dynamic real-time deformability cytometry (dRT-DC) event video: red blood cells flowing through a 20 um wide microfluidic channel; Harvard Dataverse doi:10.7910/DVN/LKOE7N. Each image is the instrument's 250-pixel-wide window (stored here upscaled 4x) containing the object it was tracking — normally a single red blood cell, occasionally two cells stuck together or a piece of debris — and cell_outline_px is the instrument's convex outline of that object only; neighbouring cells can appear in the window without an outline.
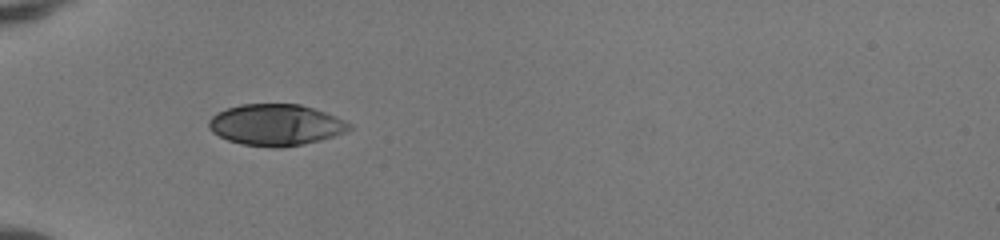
{"species": "human", "species_latin": "Homo sapiens", "temperature_condition": "room temperature", "stored_images_in_passage": 34, "camera_frame_rate_fps": 3000, "um_per_image_px": 0.085, "donor": {"sex": "female"}, "frame": {"image": 1, "passage_image": 1, "time_ms": 0.0, "image_size_px": [1000, 240], "cell_outline_px": [[352, 128], [344, 132], [320, 140], [280, 148], [272, 148], [244, 144], [228, 140], [212, 132], [208, 128], [208, 120], [216, 112], [240, 104], [300, 104], [336, 116], [352, 124]], "centroid_in_image_um": [23.42, 10.61], "position_along_channel_um": 61.6, "area_um2": 33.7}}
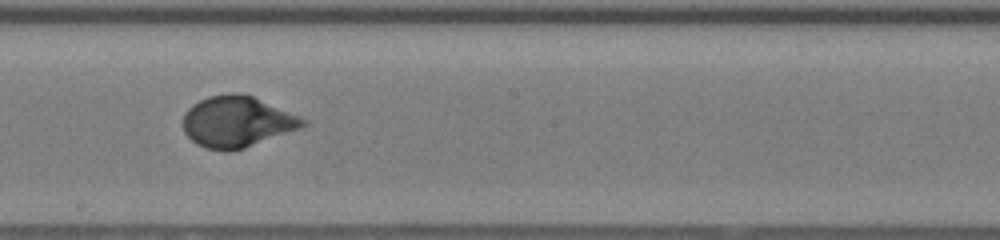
{"frame": {"image": 2, "passage_image": 14, "time_ms": 4.333, "image_size_px": [1000, 240], "cell_outline_px": [[308, 120], [300, 128], [244, 148], [228, 152], [224, 152], [208, 148], [196, 144], [184, 132], [184, 112], [192, 104], [208, 96], [232, 92], [240, 92], [252, 96]], "centroid_in_image_um": [20.11, 10.34], "position_along_channel_um": 228.1, "area_um2": 35.43}}
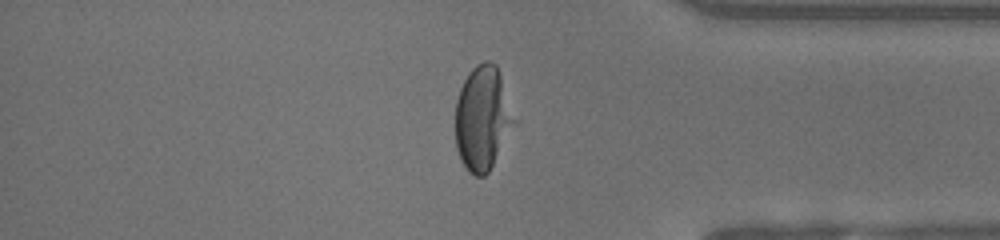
{"frame": {"image": 3, "passage_image": 27, "time_ms": 8.667, "image_size_px": [1000, 240], "cell_outline_px": [[520, 120], [488, 172], [484, 176], [476, 176], [468, 172], [456, 148], [456, 100], [460, 88], [464, 80], [472, 68], [476, 64], [484, 60], [488, 60], [496, 64], [500, 72]], "centroid_in_image_um": [41.1, 10.01], "position_along_channel_um": 394.1, "area_um2": 36.82}, "authors_computed_cell_mechanics": {"area_um2": 35.258, "velocity_mm_per_s": 4.0856, "shape_relaxation_time_tau1_ms": 3.1547, "shape_relaxation_time_tau2_ms": null, "deformation_change_tau1": 0.1916, "deformation_change_tau2": null}}